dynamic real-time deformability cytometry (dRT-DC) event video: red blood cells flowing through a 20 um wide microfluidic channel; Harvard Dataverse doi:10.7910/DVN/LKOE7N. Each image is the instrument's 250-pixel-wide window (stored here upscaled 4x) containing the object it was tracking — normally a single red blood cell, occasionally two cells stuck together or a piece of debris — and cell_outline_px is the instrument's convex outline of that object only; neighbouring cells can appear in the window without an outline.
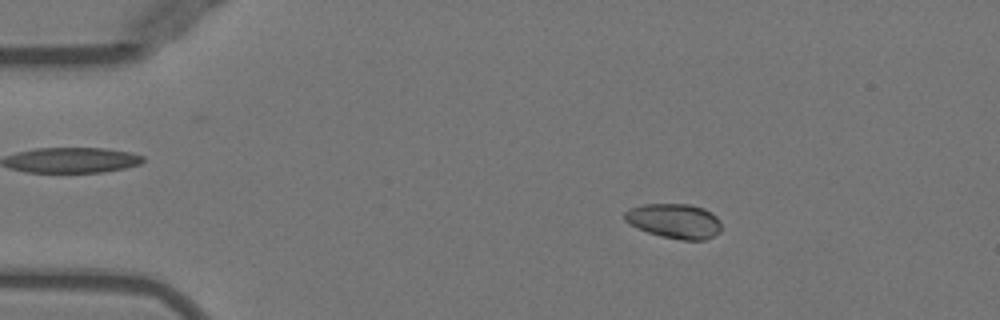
{"species": "Egyptian fruit bat (a non-hibernating species)", "species_latin": "Rousettus aegyptiacus", "temperature_condition": "warm", "stored_images_in_passage": 52, "camera_frame_rate_fps": 3000, "um_per_image_px": 0.085, "animal": {"sex": "female"}, "frame": {"image": 1, "passage_image": 9, "time_ms": 2.667, "image_size_px": [1000, 320], "cell_outline_px": [[720, 232], [704, 240], [680, 240], [660, 236], [648, 232], [628, 224], [624, 220], [624, 212], [628, 208], [644, 204], [688, 204], [704, 208], [712, 212], [720, 220]], "centroid_in_image_um": [57.31, 18.78], "position_along_channel_um": 27.7, "area_um2": 19.77}}
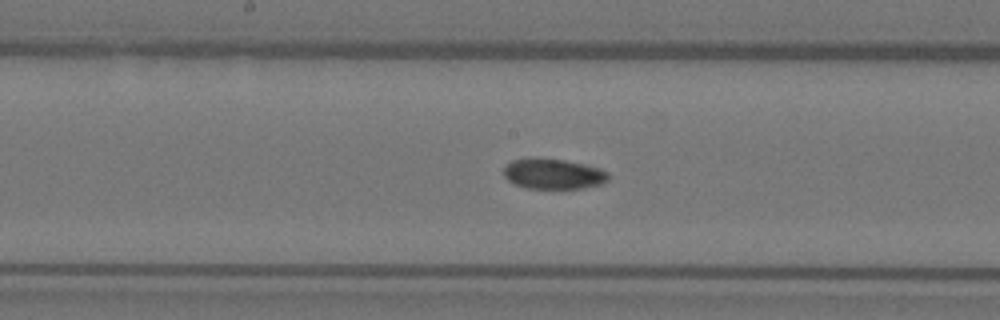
{"frame": {"image": 2, "passage_image": 27, "time_ms": 8.667, "image_size_px": [1000, 320], "cell_outline_px": [[608, 180], [600, 184], [584, 188], [524, 188], [508, 180], [504, 176], [504, 168], [512, 160], [528, 156], [564, 160], [584, 164], [600, 168], [608, 172]], "centroid_in_image_um": [47.01, 14.76], "position_along_channel_um": 201.2, "area_um2": 18.67}}
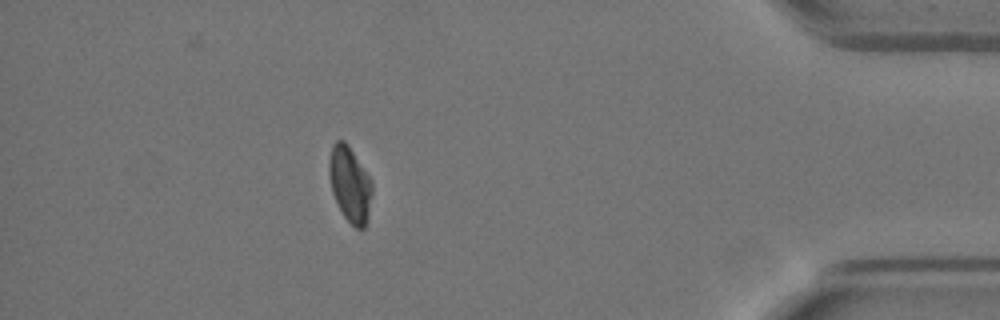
{"frame": {"image": 3, "passage_image": 46, "time_ms": 15.0, "image_size_px": [1000, 320], "cell_outline_px": [[372, 192], [368, 220], [364, 228], [356, 228], [344, 216], [332, 192], [328, 172], [328, 160], [332, 144], [336, 140], [344, 140], [348, 144], [372, 180]], "centroid_in_image_um": [29.74, 15.63], "position_along_channel_um": 405.5, "area_um2": 19.02}, "authors_computed_cell_mechanics": {"area_um2": 19.3919, "velocity_mm_per_s": 3.96, "shape_relaxation_time_tau1_ms": 7.4716, "shape_relaxation_time_tau2_ms": 6.6432, "deformation_change_tau1": 0.2051, "deformation_change_tau2": 0.0505}}